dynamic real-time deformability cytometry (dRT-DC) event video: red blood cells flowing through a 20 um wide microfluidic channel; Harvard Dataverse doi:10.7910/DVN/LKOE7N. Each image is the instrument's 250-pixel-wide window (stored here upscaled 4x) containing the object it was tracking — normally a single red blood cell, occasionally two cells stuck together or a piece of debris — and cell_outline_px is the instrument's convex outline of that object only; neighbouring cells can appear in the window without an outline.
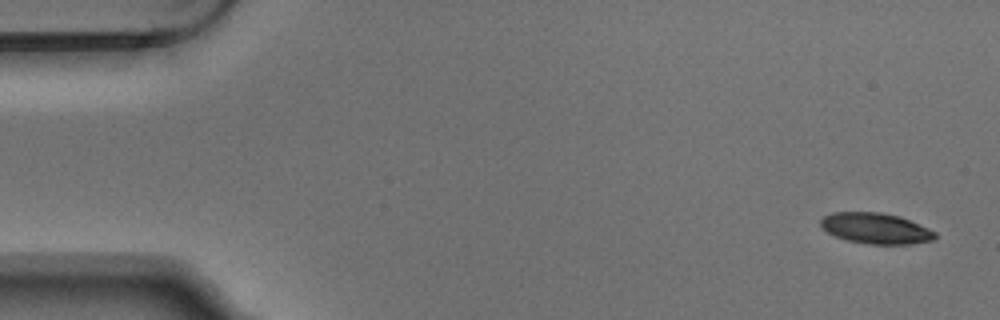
{"species": "Egyptian fruit bat (a non-hibernating species)", "species_latin": "Rousettus aegyptiacus", "temperature_condition": "warm", "stored_images_in_passage": 6, "camera_frame_rate_fps": 3000, "um_per_image_px": 0.085, "animal": {"sex": "male"}, "frame": {"image": 1, "passage_image": 1, "time_ms": 0.0, "image_size_px": [1000, 320], "cell_outline_px": [[936, 236], [932, 240], [908, 244], [868, 244], [848, 240], [836, 236], [828, 232], [820, 224], [820, 220], [824, 216], [832, 212], [880, 212], [900, 216], [928, 228], [936, 232]], "centroid_in_image_um": [74.44, 19.4], "position_along_channel_um": 10.6, "area_um2": 20.35}}